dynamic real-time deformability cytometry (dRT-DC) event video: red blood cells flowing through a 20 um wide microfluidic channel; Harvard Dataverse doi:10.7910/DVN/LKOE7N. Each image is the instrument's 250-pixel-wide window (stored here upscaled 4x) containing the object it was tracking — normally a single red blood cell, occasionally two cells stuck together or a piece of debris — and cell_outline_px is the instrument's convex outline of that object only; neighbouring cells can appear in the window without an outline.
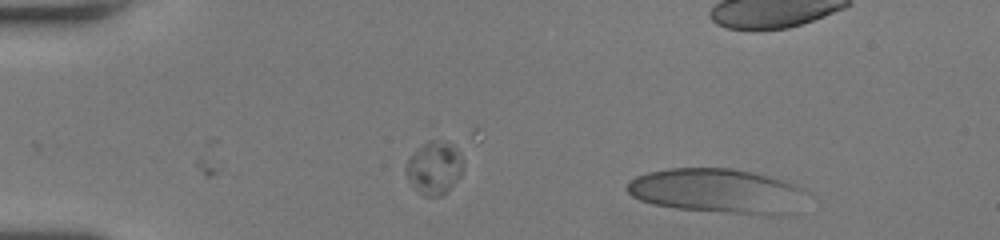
{"species": "human", "species_latin": "Homo sapiens", "temperature_condition": "room temperature", "stored_images_in_passage": 40, "segment_of_instrument_passage": [1, 2], "camera_frame_rate_fps": 3000, "um_per_image_px": 0.085, "donor": {"sex": "female"}, "frame": {"image": 1, "passage_image": 1, "time_ms": 0.0, "image_size_px": [1000, 240], "cell_outline_px": [[812, 196], [796, 216], [768, 216], [676, 208], [652, 204], [640, 200], [632, 196], [624, 188], [628, 180], [636, 176], [648, 172], [668, 168], [732, 168], [752, 172], [768, 176], [804, 188]], "centroid_in_image_um": [61.12, 16.27], "position_along_channel_um": 23.9, "area_um2": 48.15}}
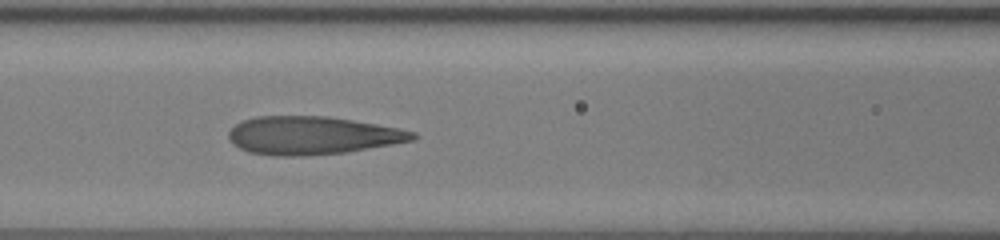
{"frame": {"image": 2, "passage_image": 14, "time_ms": 4.333, "image_size_px": [1000, 240], "cell_outline_px": [[420, 136], [412, 140], [392, 144], [348, 152], [296, 156], [276, 156], [248, 152], [232, 144], [228, 136], [228, 132], [236, 124], [244, 120], [256, 116], [328, 116], [376, 124], [416, 132]], "centroid_in_image_um": [26.53, 11.51], "position_along_channel_um": 140.1, "area_um2": 40.75}}
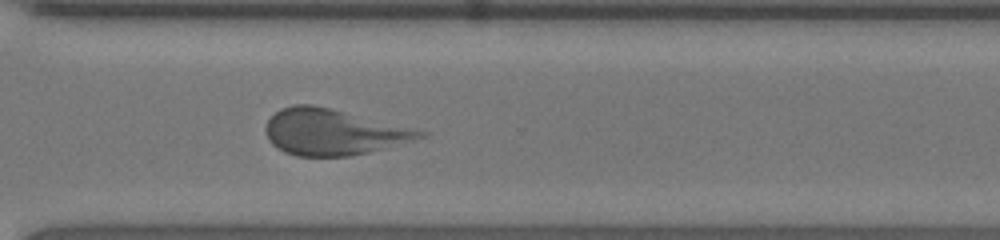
{"frame": {"image": 3, "passage_image": 29, "time_ms": 9.333, "image_size_px": [1000, 240], "cell_outline_px": [[428, 136], [368, 152], [348, 156], [296, 156], [284, 152], [276, 148], [268, 140], [264, 132], [264, 128], [268, 120], [280, 108], [292, 104], [312, 104], [428, 132]], "centroid_in_image_um": [28.24, 11.23], "position_along_channel_um": 342.4, "area_um2": 40.98}}